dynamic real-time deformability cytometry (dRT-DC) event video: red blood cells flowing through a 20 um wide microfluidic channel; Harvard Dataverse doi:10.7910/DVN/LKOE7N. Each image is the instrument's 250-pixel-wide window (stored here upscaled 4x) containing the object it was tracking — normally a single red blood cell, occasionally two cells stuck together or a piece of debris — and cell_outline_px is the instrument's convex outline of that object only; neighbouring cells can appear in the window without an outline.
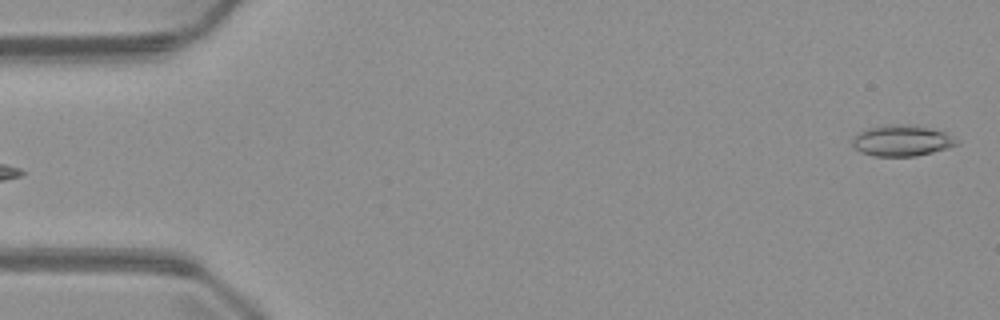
{"species": "common noctule bat (a hibernating species)", "species_latin": "Nyctalus noctula", "temperature_condition": "warm", "stored_images_in_passage": 50, "camera_frame_rate_fps": 3000, "um_per_image_px": 0.085, "animal": {"sex": "male", "body_mass_g": 23.1, "forearm_length_mm": 52.7}, "frame": {"image": 1, "passage_image": 1, "time_ms": 0.0, "image_size_px": [1000, 320], "cell_outline_px": [[960, 144], [948, 148], [916, 156], [872, 156], [860, 152], [852, 148], [852, 140], [860, 132], [868, 128], [884, 124], [900, 124], [928, 128], [948, 132], [960, 140]], "centroid_in_image_um": [76.68, 11.96], "position_along_channel_um": 8.3, "area_um2": 19.07}}
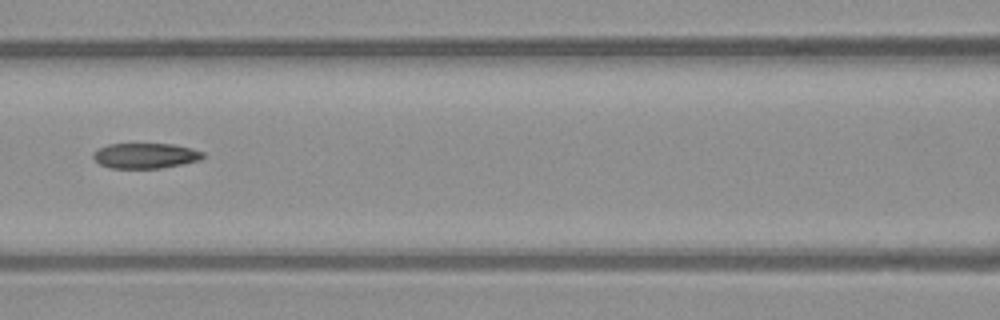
{"frame": {"image": 2, "passage_image": 22, "time_ms": 7.0, "image_size_px": [1000, 320], "cell_outline_px": [[204, 156], [200, 160], [160, 168], [108, 168], [100, 164], [92, 156], [92, 152], [108, 144], [172, 144], [192, 148], [204, 152]], "centroid_in_image_um": [12.35, 13.23], "position_along_channel_um": 154.3, "area_um2": 16.13}}
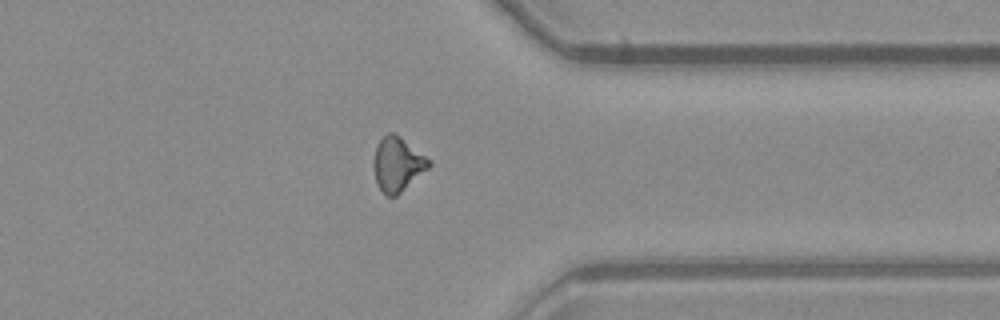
{"frame": {"image": 3, "passage_image": 39, "time_ms": 12.667, "image_size_px": [1000, 320], "cell_outline_px": [[432, 164], [428, 168], [396, 196], [388, 196], [380, 188], [376, 180], [372, 164], [376, 144], [388, 132], [392, 132], [400, 136], [432, 160]], "centroid_in_image_um": [33.79, 13.92], "position_along_channel_um": 377.6, "area_um2": 17.4}}